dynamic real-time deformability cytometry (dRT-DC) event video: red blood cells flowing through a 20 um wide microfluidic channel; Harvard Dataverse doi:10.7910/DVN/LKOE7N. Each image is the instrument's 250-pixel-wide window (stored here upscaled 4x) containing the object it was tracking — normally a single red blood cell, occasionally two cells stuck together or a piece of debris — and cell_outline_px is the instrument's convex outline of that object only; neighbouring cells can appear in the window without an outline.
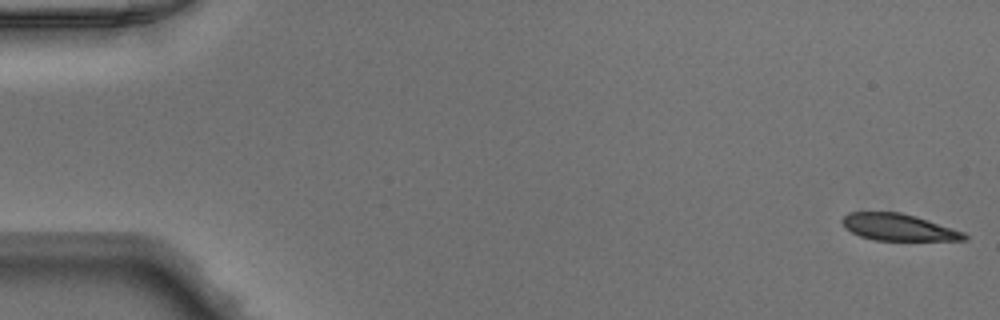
{"species": "Egyptian fruit bat (a non-hibernating species)", "species_latin": "Rousettus aegyptiacus", "temperature_condition": "warm", "stored_images_in_passage": 9, "camera_frame_rate_fps": 3000, "um_per_image_px": 0.085, "animal": {"sex": "male"}, "frame": {"image": 1, "passage_image": 1, "time_ms": 0.0, "image_size_px": [1000, 320], "cell_outline_px": [[968, 240], [876, 240], [860, 236], [844, 228], [840, 220], [848, 212], [900, 212], [916, 216], [964, 232], [968, 236]], "centroid_in_image_um": [76.34, 19.31], "position_along_channel_um": 8.7, "area_um2": 19.02}}